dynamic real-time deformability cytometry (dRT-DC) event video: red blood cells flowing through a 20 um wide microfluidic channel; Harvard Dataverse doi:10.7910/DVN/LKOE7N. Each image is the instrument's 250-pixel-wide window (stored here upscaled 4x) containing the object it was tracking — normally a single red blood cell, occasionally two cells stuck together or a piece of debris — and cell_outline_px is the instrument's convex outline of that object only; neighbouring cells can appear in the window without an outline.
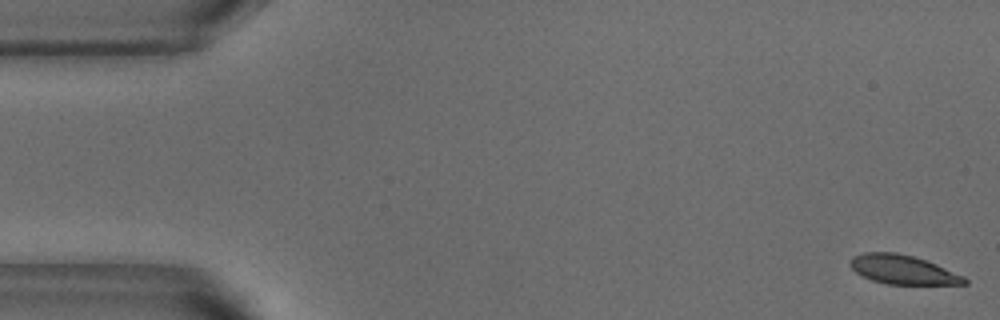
{"species": "common noctule bat (a hibernating species)", "species_latin": "Nyctalus noctula", "temperature_condition": "warm", "stored_images_in_passage": 53, "camera_frame_rate_fps": 3000, "um_per_image_px": 0.085, "animal": {"sex": "male", "body_mass_g": 18.8}, "frame": {"image": 1, "passage_image": 1, "time_ms": 0.0, "image_size_px": [1000, 320], "cell_outline_px": [[968, 284], [888, 284], [872, 280], [860, 276], [848, 264], [848, 260], [852, 256], [864, 252], [896, 252], [912, 256], [936, 264], [964, 276], [968, 280]], "centroid_in_image_um": [76.69, 22.91], "position_along_channel_um": 8.3, "area_um2": 19.42}}
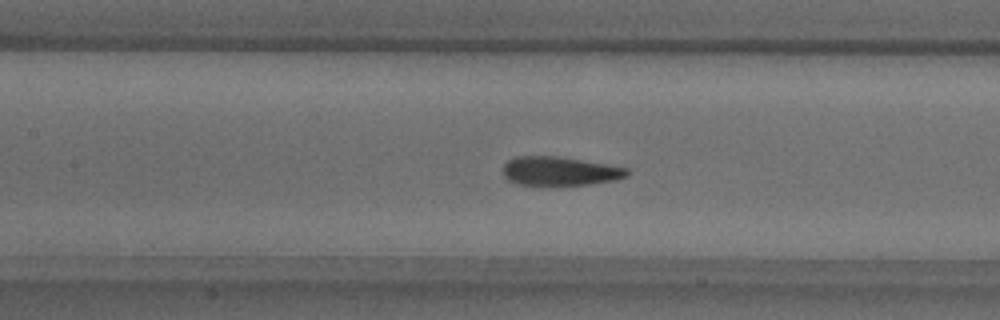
{"frame": {"image": 2, "passage_image": 23, "time_ms": 7.333, "image_size_px": [1000, 320], "cell_outline_px": [[632, 172], [628, 176], [616, 180], [588, 184], [556, 188], [548, 188], [516, 184], [508, 180], [504, 176], [504, 164], [508, 160], [516, 156], [556, 156], [608, 164], [628, 168]], "centroid_in_image_um": [47.59, 14.59], "position_along_channel_um": 159.8, "area_um2": 21.91}}
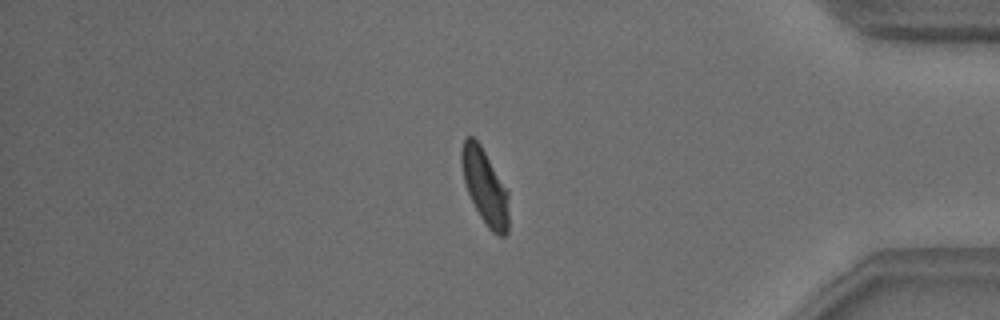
{"frame": {"image": 3, "passage_image": 44, "time_ms": 14.333, "image_size_px": [1000, 320], "cell_outline_px": [[508, 232], [504, 236], [500, 236], [492, 232], [488, 228], [480, 216], [468, 192], [464, 180], [460, 160], [460, 152], [464, 140], [468, 136], [472, 136], [480, 144], [508, 192]], "centroid_in_image_um": [41.21, 15.88], "position_along_channel_um": 394.0, "area_um2": 20.35}, "authors_computed_cell_mechanics": {"area_um2": 21.2704, "velocity_mm_per_s": 3.7983, "shape_relaxation_time_tau1_ms": 3.4998, "shape_relaxation_time_tau2_ms": 0.6087, "deformation_change_tau1": 0.1657, "deformation_change_tau2": 0.0727}}